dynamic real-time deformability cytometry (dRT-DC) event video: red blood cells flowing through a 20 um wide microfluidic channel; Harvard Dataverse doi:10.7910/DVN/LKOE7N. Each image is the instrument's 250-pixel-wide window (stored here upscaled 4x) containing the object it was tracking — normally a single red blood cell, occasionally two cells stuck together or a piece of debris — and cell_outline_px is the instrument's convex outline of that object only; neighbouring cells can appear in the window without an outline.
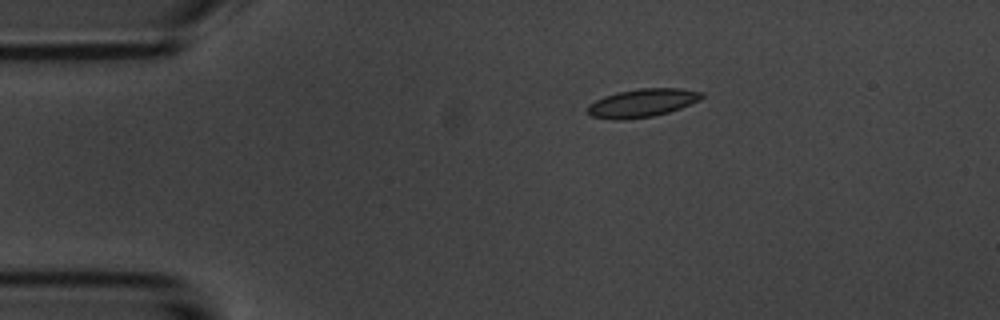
{"species": "common noctule bat (a hibernating species)", "species_latin": "Nyctalus noctula", "temperature_condition": "room temperature", "stored_images_in_passage": 45, "camera_frame_rate_fps": 3000, "um_per_image_px": 0.085, "animal": {"sex": "male", "body_mass_g": 20.1, "forearm_length_mm": 53.5}, "frame": {"image": 1, "passage_image": 1, "time_ms": 0.0, "image_size_px": [1000, 320], "cell_outline_px": [[704, 96], [700, 100], [680, 108], [668, 112], [652, 116], [620, 120], [612, 120], [592, 116], [588, 112], [588, 104], [604, 96], [616, 92], [640, 88], [680, 88], [704, 92]], "centroid_in_image_um": [54.6, 8.74], "position_along_channel_um": 30.4, "area_um2": 18.79}}
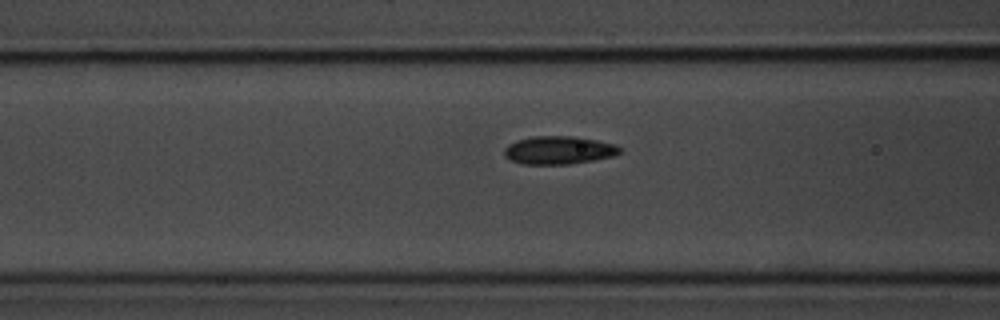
{"frame": {"image": 2, "passage_image": 12, "time_ms": 3.667, "image_size_px": [1000, 320], "cell_outline_px": [[620, 152], [612, 156], [592, 160], [568, 164], [520, 164], [508, 160], [504, 156], [504, 148], [508, 144], [516, 140], [532, 136], [576, 136], [616, 144], [620, 148]], "centroid_in_image_um": [47.43, 12.76], "position_along_channel_um": 119.2, "area_um2": 19.02}}
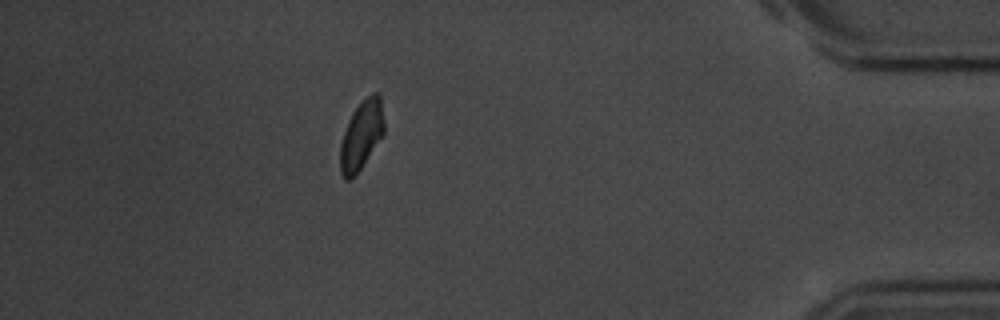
{"frame": {"image": 3, "passage_image": 39, "time_ms": 12.667, "image_size_px": [1000, 320], "cell_outline_px": [[384, 136], [356, 176], [348, 180], [344, 180], [340, 172], [340, 144], [348, 120], [352, 112], [372, 92], [380, 92], [384, 124]], "centroid_in_image_um": [30.73, 11.53], "position_along_channel_um": 404.5, "area_um2": 17.98}, "authors_computed_cell_mechanics": {"area_um2": 18.5538, "velocity_mm_per_s": 3.6934, "shape_relaxation_time_tau1_ms": 2.9107, "shape_relaxation_time_tau2_ms": 1.9777, "deformation_change_tau1": 0.0973, "deformation_change_tau2": 0.0645}}